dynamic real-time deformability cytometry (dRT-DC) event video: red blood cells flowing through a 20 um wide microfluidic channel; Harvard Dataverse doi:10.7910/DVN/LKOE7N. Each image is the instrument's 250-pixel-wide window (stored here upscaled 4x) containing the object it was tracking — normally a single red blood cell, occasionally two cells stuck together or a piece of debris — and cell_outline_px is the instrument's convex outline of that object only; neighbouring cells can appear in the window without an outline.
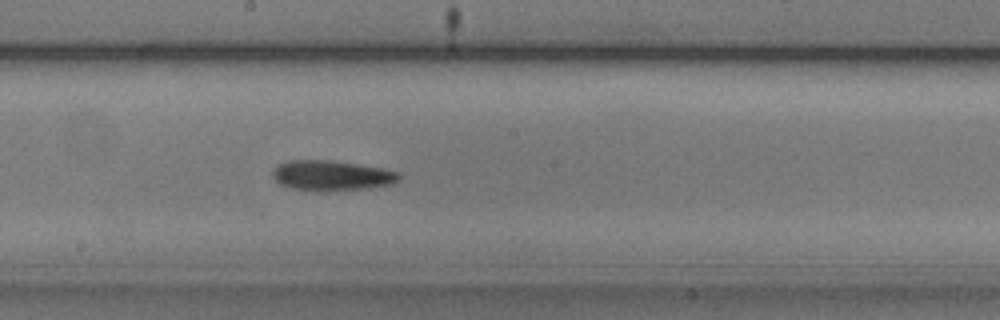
{"species": "common noctule bat (a hibernating species)", "species_latin": "Nyctalus noctula", "temperature_condition": "cold", "stored_images_in_passage": 32, "camera_frame_rate_fps": 3000, "um_per_image_px": 0.085, "animal": {"sex": "male", "body_mass_g": 20.5, "forearm_length_mm": 52.5}, "frame": {"image": 1, "passage_image": 18, "time_ms": 5.667, "image_size_px": [1000, 320], "cell_outline_px": [[400, 180], [392, 184], [364, 188], [320, 192], [316, 192], [288, 188], [280, 184], [272, 176], [272, 172], [280, 164], [288, 160], [328, 160], [384, 168], [396, 172], [400, 176]], "centroid_in_image_um": [28.16, 14.93], "position_along_channel_um": 220.0, "area_um2": 22.25}}
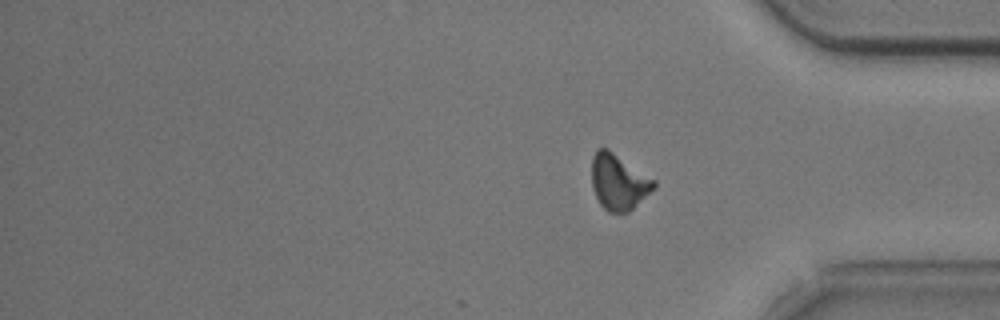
{"frame": {"image": 2, "passage_image": 32, "time_ms": 10.333, "image_size_px": [1000, 320], "cell_outline_px": [[656, 188], [628, 212], [608, 212], [600, 204], [592, 188], [592, 156], [596, 148], [608, 148], [656, 180]], "centroid_in_image_um": [52.59, 15.45], "position_along_channel_um": 382.6, "area_um2": 20.35}, "authors_computed_cell_mechanics": {"area_um2": 21.0103, "velocity_mm_per_s": 3.7037, "shape_relaxation_time_tau1_ms": 2.8458, "shape_relaxation_time_tau2_ms": null, "deformation_change_tau1": 0.1106, "deformation_change_tau2": null}}